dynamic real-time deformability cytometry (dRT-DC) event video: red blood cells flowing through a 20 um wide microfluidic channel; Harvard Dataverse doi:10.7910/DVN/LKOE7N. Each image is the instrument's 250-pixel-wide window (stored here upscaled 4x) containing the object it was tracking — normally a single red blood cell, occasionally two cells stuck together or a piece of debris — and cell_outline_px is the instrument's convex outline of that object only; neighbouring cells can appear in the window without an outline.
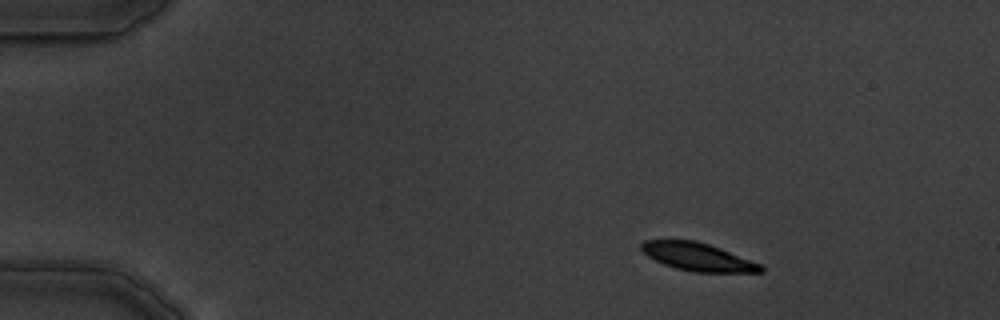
{"species": "common noctule bat (a hibernating species)", "species_latin": "Nyctalus noctula", "temperature_condition": "warm", "stored_images_in_passage": 4, "camera_frame_rate_fps": 3000, "um_per_image_px": 0.085, "animal": {"sex": "male", "body_mass_g": 19.5, "forearm_length_mm": 54.6}, "frame": {"image": 1, "passage_image": 1, "time_ms": 0.0, "image_size_px": [1000, 320], "cell_outline_px": [[764, 272], [692, 272], [676, 268], [664, 264], [648, 256], [640, 248], [640, 244], [644, 240], [696, 240], [720, 248], [764, 264]], "centroid_in_image_um": [59.36, 21.83], "position_along_channel_um": 25.6, "area_um2": 19.54}}